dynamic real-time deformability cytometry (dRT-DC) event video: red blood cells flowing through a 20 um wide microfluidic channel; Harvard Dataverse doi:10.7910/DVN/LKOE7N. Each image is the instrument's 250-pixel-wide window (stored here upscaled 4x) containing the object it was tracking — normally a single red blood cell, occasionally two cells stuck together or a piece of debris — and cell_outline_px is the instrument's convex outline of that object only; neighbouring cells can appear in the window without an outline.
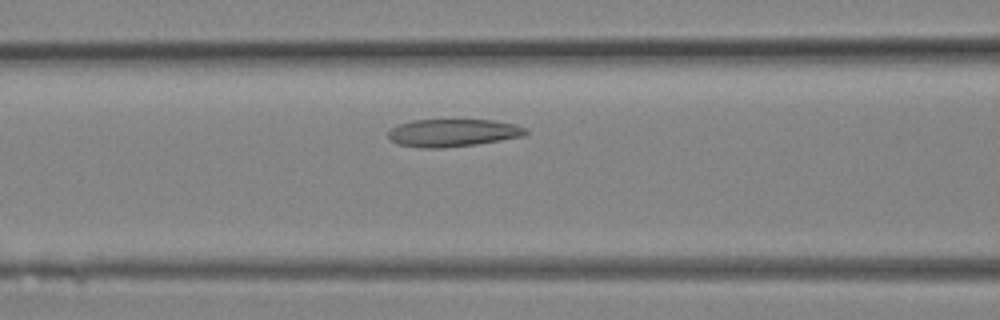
{"species": "Egyptian fruit bat (a non-hibernating species)", "species_latin": "Rousettus aegyptiacus", "temperature_condition": "room temperature", "stored_images_in_passage": 24, "camera_frame_rate_fps": 3000, "um_per_image_px": 0.085, "animal": {"sex": "female"}, "frame": {"image": 1, "passage_image": 8, "time_ms": 2.333, "image_size_px": [1000, 320], "cell_outline_px": [[528, 132], [524, 136], [476, 144], [444, 148], [420, 148], [400, 144], [392, 140], [388, 136], [388, 132], [392, 128], [400, 124], [412, 120], [496, 120], [516, 124], [528, 128]], "centroid_in_image_um": [38.55, 11.28], "position_along_channel_um": 128.1, "area_um2": 22.14}}
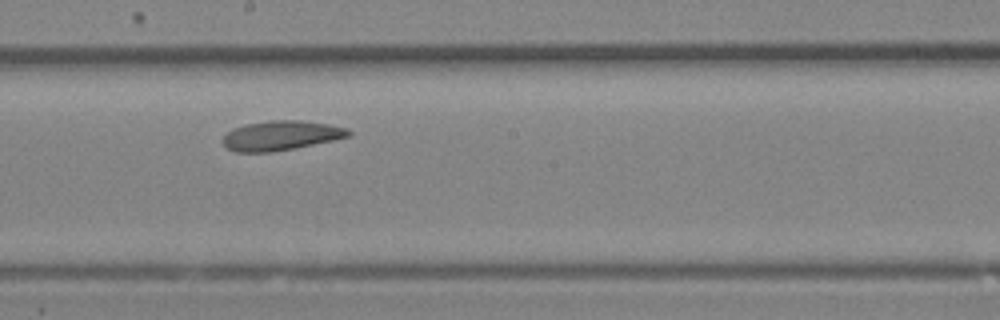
{"frame": {"image": 2, "passage_image": 12, "time_ms": 3.667, "image_size_px": [1000, 320], "cell_outline_px": [[352, 136], [296, 148], [272, 152], [236, 152], [228, 148], [220, 140], [232, 128], [244, 124], [268, 120], [300, 120], [328, 124], [348, 128], [352, 132]], "centroid_in_image_um": [23.89, 11.51], "position_along_channel_um": 224.3, "area_um2": 21.91}}
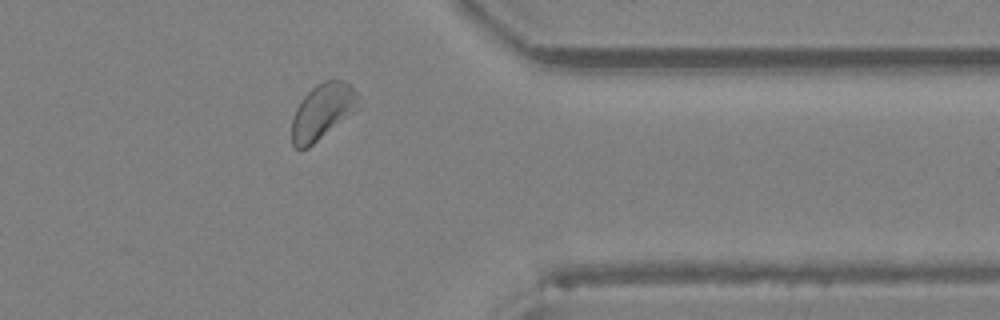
{"frame": {"image": 3, "passage_image": 19, "time_ms": 6.0, "image_size_px": [1000, 320], "cell_outline_px": [[364, 108], [308, 148], [300, 152], [292, 144], [292, 120], [296, 108], [300, 100], [316, 84], [324, 80], [344, 80], [360, 96]], "centroid_in_image_um": [27.49, 9.51], "position_along_channel_um": 383.9, "area_um2": 22.66}}